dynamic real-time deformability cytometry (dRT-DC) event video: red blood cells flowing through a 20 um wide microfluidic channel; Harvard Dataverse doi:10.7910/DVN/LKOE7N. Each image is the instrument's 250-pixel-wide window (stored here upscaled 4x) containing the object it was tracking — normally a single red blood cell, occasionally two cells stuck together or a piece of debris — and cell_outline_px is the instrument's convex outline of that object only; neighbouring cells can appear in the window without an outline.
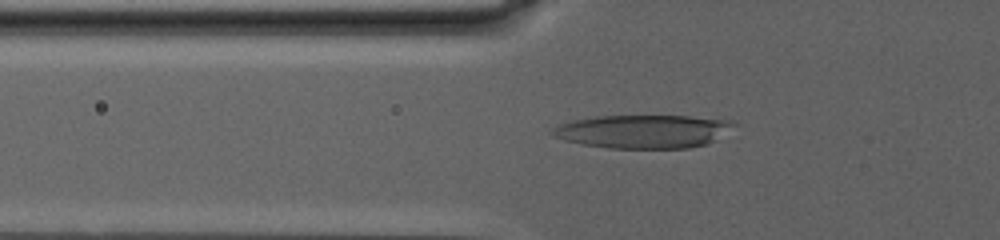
{"species": "human", "species_latin": "Homo sapiens", "temperature_condition": "warm", "stored_images_in_passage": 83, "camera_frame_rate_fps": 3000, "um_per_image_px": 0.085, "donor": {"sex": "male"}, "frame": {"image": 1, "passage_image": 34, "time_ms": 11.0, "image_size_px": [1000, 240], "cell_outline_px": [[740, 124], [708, 144], [688, 148], [608, 148], [584, 144], [564, 140], [552, 136], [548, 132], [552, 128], [560, 124], [572, 120], [596, 116], [688, 116], [736, 120]], "centroid_in_image_um": [54.71, 11.16], "position_along_channel_um": 71.1, "area_um2": 35.66}}
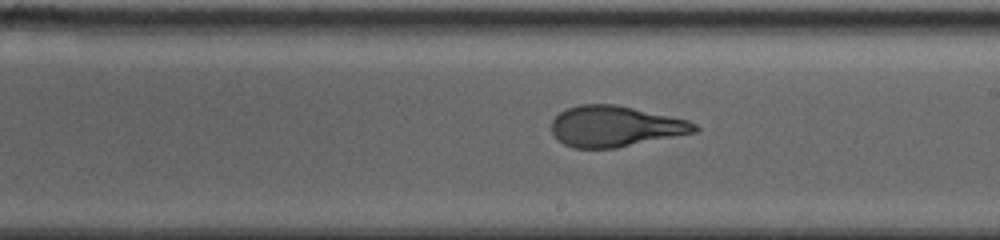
{"frame": {"image": 2, "passage_image": 53, "time_ms": 17.333, "image_size_px": [1000, 240], "cell_outline_px": [[700, 128], [696, 132], [616, 148], [572, 148], [564, 144], [552, 132], [552, 120], [560, 112], [568, 108], [580, 104], [616, 104], [688, 120], [696, 124]], "centroid_in_image_um": [52.3, 10.74], "position_along_channel_um": 236.7, "area_um2": 33.87}}
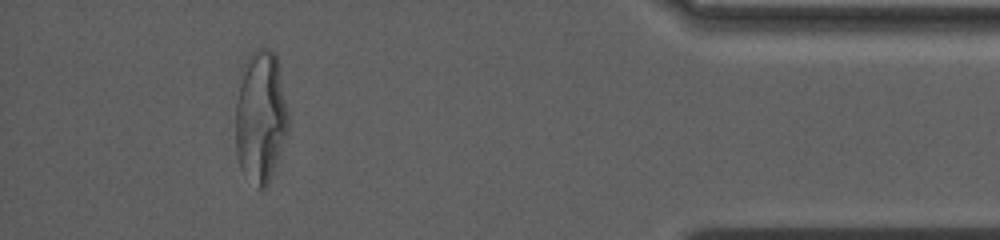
{"frame": {"image": 3, "passage_image": 77, "time_ms": 25.333, "image_size_px": [1000, 240], "cell_outline_px": [[288, 132], [268, 180], [264, 188], [256, 188], [240, 168], [236, 152], [236, 104], [244, 64], [252, 52], [256, 48], [268, 48], [276, 56], [288, 112]], "centroid_in_image_um": [22.14, 9.92], "position_along_channel_um": 413.1, "area_um2": 39.82}, "authors_computed_cell_mechanics": {"area_um2": 38.3214, "velocity_mm_per_s": 2.6988, "shape_relaxation_time_tau1_ms": null, "shape_relaxation_time_tau2_ms": 1.4789, "deformation_change_tau1": null, "deformation_change_tau2": 0.0885}}